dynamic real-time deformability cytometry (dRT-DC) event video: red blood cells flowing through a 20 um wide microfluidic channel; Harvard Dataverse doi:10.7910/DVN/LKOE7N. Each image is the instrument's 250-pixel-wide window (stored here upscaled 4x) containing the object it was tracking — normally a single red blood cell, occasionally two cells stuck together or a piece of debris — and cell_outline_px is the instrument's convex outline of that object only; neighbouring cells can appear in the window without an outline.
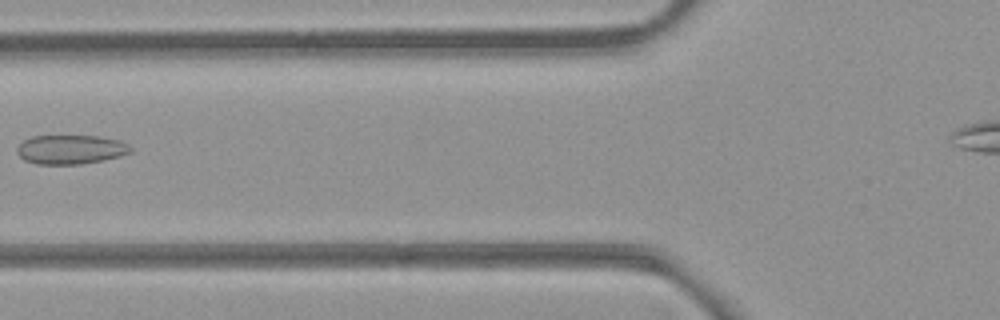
{"species": "common noctule bat (a hibernating species)", "species_latin": "Nyctalus noctula", "temperature_condition": "room temperature", "stored_images_in_passage": 7, "camera_frame_rate_fps": 3000, "um_per_image_px": 0.085, "animal": {"sex": "female", "body_mass_g": 21.9}, "frame": {"image": 1, "passage_image": 6, "time_ms": 1.667, "image_size_px": [1000, 320], "cell_outline_px": [[132, 152], [120, 156], [104, 160], [80, 164], [36, 164], [24, 160], [16, 152], [16, 148], [24, 140], [32, 136], [100, 136], [120, 140], [128, 144], [132, 148]], "centroid_in_image_um": [6.02, 12.7], "position_along_channel_um": 119.8, "area_um2": 19.42}}
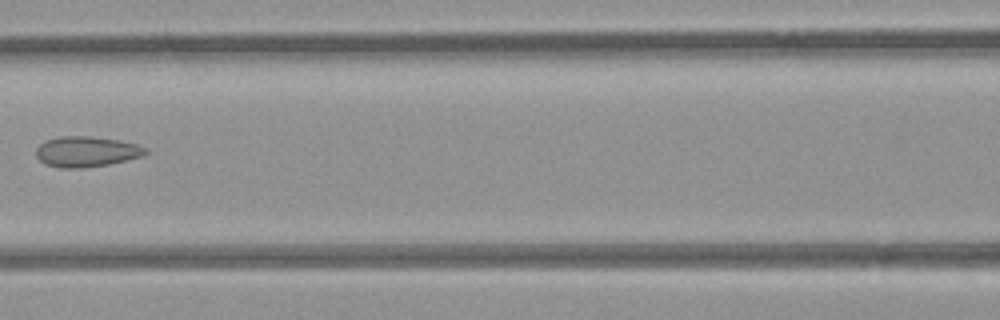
{"frame": {"image": 2, "passage_image": 7, "time_ms": 2.0, "image_size_px": [1000, 320], "cell_outline_px": [[148, 152], [144, 156], [108, 164], [80, 168], [60, 168], [44, 164], [36, 156], [36, 148], [44, 140], [60, 136], [88, 136], [120, 140], [136, 144], [148, 148]], "centroid_in_image_um": [7.34, 12.88], "position_along_channel_um": 159.3, "area_um2": 19.59}}